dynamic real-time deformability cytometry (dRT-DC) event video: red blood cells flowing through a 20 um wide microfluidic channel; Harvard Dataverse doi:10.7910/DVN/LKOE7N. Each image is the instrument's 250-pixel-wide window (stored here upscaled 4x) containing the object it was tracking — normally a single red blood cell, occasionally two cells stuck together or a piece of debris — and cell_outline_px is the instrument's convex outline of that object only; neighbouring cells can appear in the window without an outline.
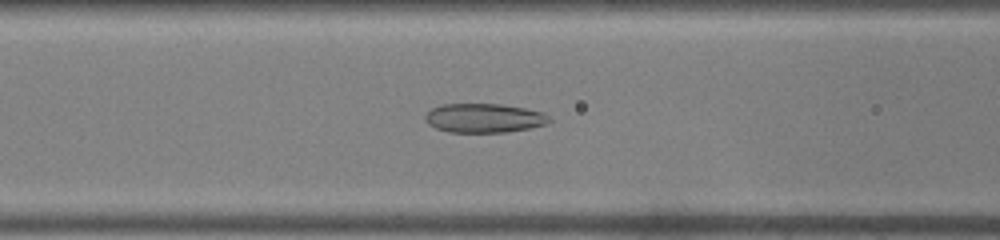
{"species": "common noctule bat (a hibernating species)", "species_latin": "Nyctalus noctula", "temperature_condition": "warm", "stored_images_in_passage": 36, "camera_frame_rate_fps": 3000, "um_per_image_px": 0.085, "animal": {"sex": "male", "body_mass_g": 19.0, "forearm_length_mm": 50.8}, "frame": {"image": 1, "passage_image": 10, "time_ms": 3.0, "image_size_px": [1000, 240], "cell_outline_px": [[552, 120], [544, 124], [528, 128], [504, 132], [448, 132], [436, 128], [428, 124], [424, 120], [424, 116], [432, 108], [444, 104], [500, 104], [524, 108], [544, 112]], "centroid_in_image_um": [41.12, 10.03], "position_along_channel_um": 125.5, "area_um2": 20.92}}
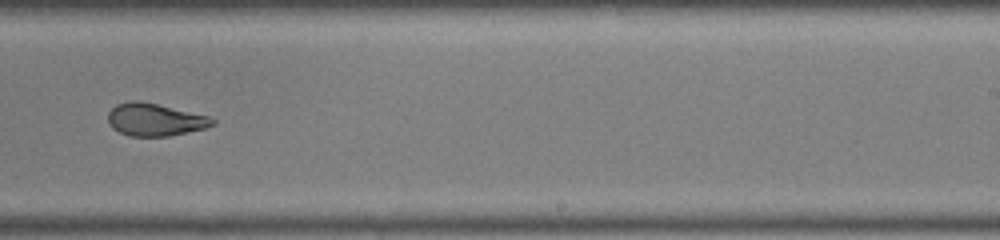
{"frame": {"image": 2, "passage_image": 20, "time_ms": 6.333, "image_size_px": [1000, 240], "cell_outline_px": [[216, 124], [204, 128], [168, 136], [128, 136], [112, 128], [108, 120], [108, 112], [116, 104], [128, 100], [140, 100], [208, 116], [216, 120]], "centroid_in_image_um": [13.14, 10.16], "position_along_channel_um": 275.9, "area_um2": 19.77}}
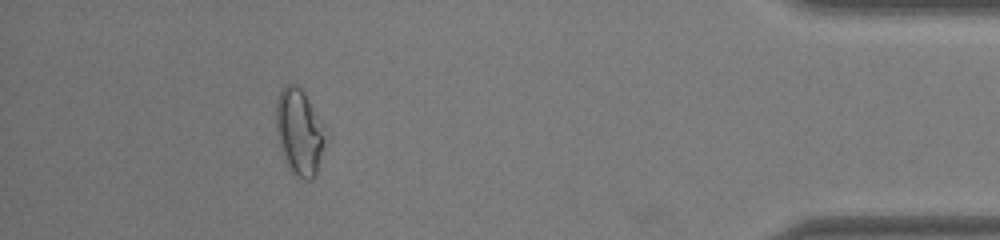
{"frame": {"image": 3, "passage_image": 32, "time_ms": 10.333, "image_size_px": [1000, 240], "cell_outline_px": [[324, 144], [316, 172], [312, 180], [304, 180], [296, 176], [288, 168], [276, 132], [276, 104], [280, 92], [284, 84], [296, 84], [304, 92], [324, 128]], "centroid_in_image_um": [25.41, 11.22], "position_along_channel_um": 409.8, "area_um2": 24.22}}